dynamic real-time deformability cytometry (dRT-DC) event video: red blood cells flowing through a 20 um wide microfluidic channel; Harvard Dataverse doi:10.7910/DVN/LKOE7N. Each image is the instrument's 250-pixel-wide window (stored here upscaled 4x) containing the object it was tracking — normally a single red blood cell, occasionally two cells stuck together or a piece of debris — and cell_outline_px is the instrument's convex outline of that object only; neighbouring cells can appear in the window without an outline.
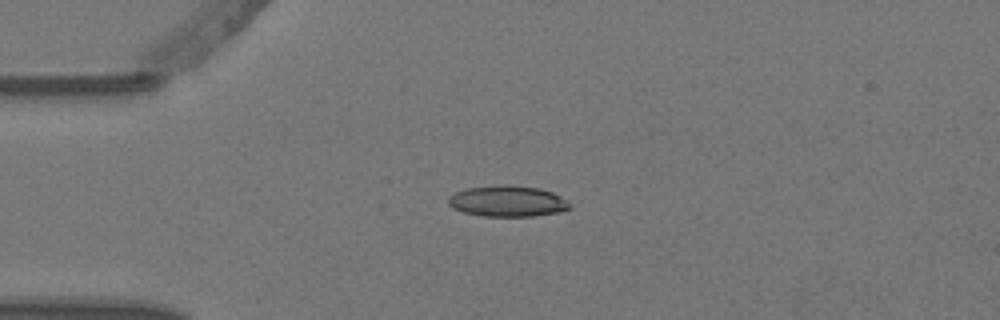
{"species": "Egyptian fruit bat (a non-hibernating species)", "species_latin": "Rousettus aegyptiacus", "temperature_condition": "warm", "stored_images_in_passage": 5, "camera_frame_rate_fps": 3000, "um_per_image_px": 0.085, "animal": {"sex": "female"}, "frame": {"image": 1, "passage_image": 4, "time_ms": 1.0, "image_size_px": [1000, 320], "cell_outline_px": [[568, 208], [560, 212], [532, 216], [484, 216], [464, 212], [452, 208], [448, 204], [448, 196], [456, 192], [468, 188], [508, 184], [540, 188], [552, 192], [560, 196], [568, 204]], "centroid_in_image_um": [43.1, 17.09], "position_along_channel_um": 41.9, "area_um2": 21.73}}